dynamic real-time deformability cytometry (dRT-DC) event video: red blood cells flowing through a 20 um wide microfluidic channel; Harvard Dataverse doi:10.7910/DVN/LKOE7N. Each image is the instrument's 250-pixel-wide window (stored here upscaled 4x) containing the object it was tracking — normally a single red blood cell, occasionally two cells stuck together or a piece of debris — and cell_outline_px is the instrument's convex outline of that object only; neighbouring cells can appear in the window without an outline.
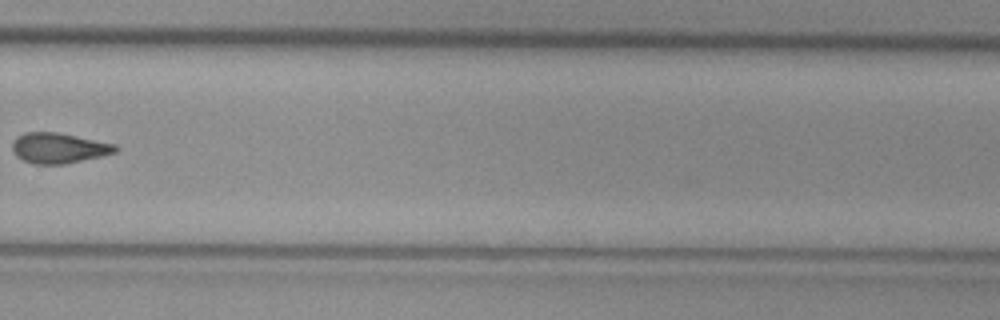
{"species": "common noctule bat (a hibernating species)", "species_latin": "Nyctalus noctula", "temperature_condition": "cold", "stored_images_in_passage": 8, "camera_frame_rate_fps": 3000, "um_per_image_px": 0.085, "animal": {"sex": "female", "body_mass_g": 29.2, "forearm_length_mm": 56.3}, "frame": {"image": 1, "passage_image": 7, "time_ms": 2.0, "image_size_px": [1000, 320], "cell_outline_px": [[120, 148], [116, 152], [100, 156], [64, 164], [32, 164], [16, 156], [12, 152], [12, 140], [16, 136], [24, 132], [56, 132], [116, 144]], "centroid_in_image_um": [4.95, 12.58], "position_along_channel_um": 324.8, "area_um2": 18.32}}